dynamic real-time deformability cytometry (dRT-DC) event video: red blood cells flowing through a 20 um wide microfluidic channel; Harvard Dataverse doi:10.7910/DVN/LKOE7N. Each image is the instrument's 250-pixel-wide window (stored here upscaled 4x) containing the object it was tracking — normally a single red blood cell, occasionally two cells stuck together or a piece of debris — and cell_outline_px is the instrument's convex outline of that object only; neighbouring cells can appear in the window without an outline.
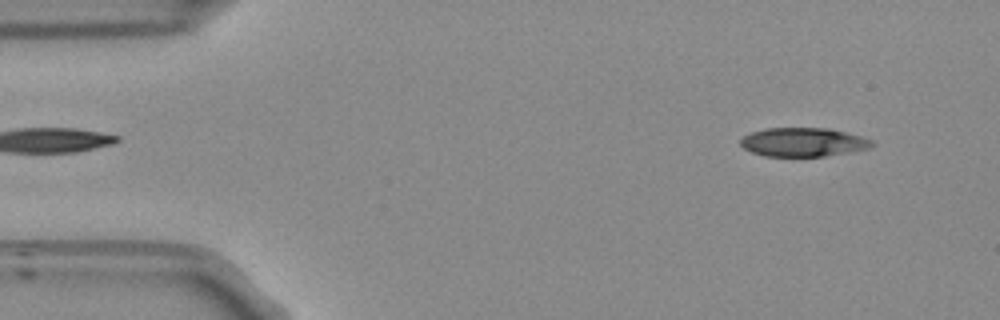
{"species": "Egyptian fruit bat (a non-hibernating species)", "species_latin": "Rousettus aegyptiacus", "temperature_condition": "room temperature", "stored_images_in_passage": 43, "camera_frame_rate_fps": 3000, "um_per_image_px": 0.085, "frame": {"image": 1, "passage_image": 4, "time_ms": 1.0, "image_size_px": [1000, 320], "cell_outline_px": [[876, 144], [872, 148], [824, 156], [764, 156], [752, 152], [744, 148], [740, 144], [740, 140], [744, 136], [752, 132], [764, 128], [828, 128], [860, 136], [872, 140]], "centroid_in_image_um": [68.28, 12.08], "position_along_channel_um": 16.7, "area_um2": 22.02}}
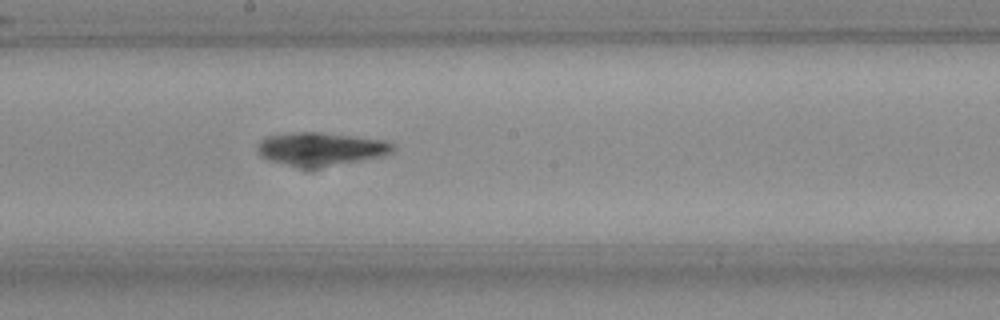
{"frame": {"image": 2, "passage_image": 27, "time_ms": 8.667, "image_size_px": [1000, 320], "cell_outline_px": [[396, 148], [392, 152], [384, 156], [312, 168], [304, 168], [268, 160], [260, 156], [256, 148], [260, 140], [268, 136], [284, 132], [324, 132], [384, 140], [396, 144]], "centroid_in_image_um": [27.26, 12.64], "position_along_channel_um": 220.9, "area_um2": 26.36}}
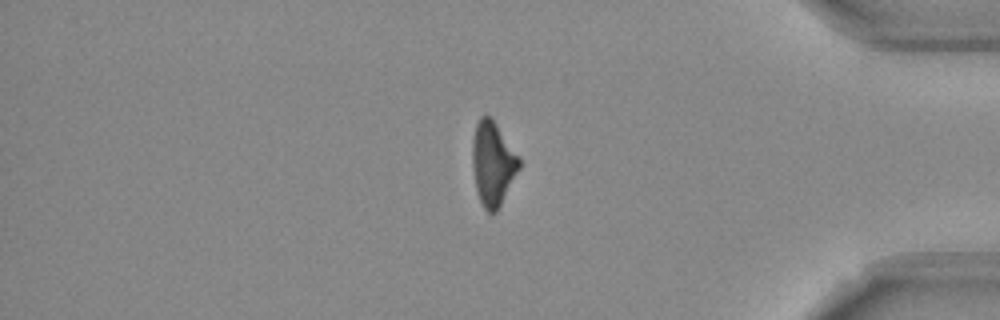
{"frame": {"image": 3, "passage_image": 43, "time_ms": 14.0, "image_size_px": [1000, 320], "cell_outline_px": [[520, 168], [496, 212], [488, 212], [484, 208], [476, 192], [472, 168], [472, 140], [476, 124], [480, 116], [488, 116], [492, 120], [520, 160]], "centroid_in_image_um": [41.84, 13.94], "position_along_channel_um": 393.4, "area_um2": 22.31}}